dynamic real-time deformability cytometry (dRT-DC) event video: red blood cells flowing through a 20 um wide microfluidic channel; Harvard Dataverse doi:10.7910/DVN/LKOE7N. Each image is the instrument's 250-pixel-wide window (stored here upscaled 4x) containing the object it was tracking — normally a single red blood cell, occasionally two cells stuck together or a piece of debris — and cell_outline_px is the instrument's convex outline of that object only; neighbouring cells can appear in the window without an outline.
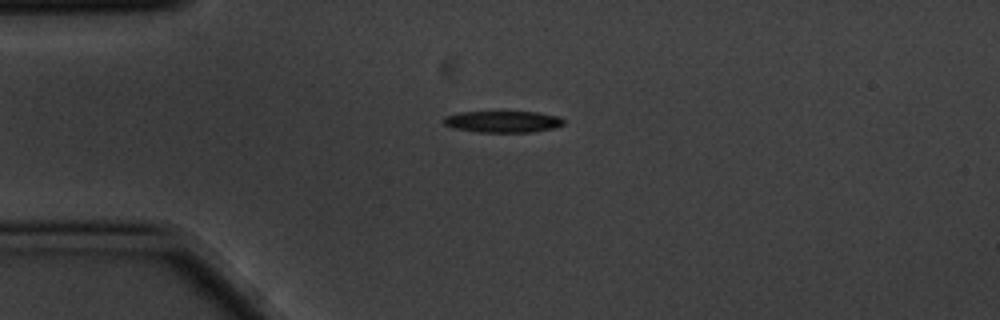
{"species": "common noctule bat (a hibernating species)", "species_latin": "Nyctalus noctula", "temperature_condition": "cold", "stored_images_in_passage": 2, "camera_frame_rate_fps": 3000, "um_per_image_px": 0.085, "animal": {"sex": "male", "body_mass_g": 20.1, "forearm_length_mm": 53.5}, "frame": {"image": 1, "passage_image": 1, "time_ms": 0.0, "image_size_px": [1000, 320], "cell_outline_px": [[564, 124], [556, 128], [532, 132], [480, 132], [452, 128], [444, 124], [444, 116], [460, 112], [536, 112], [560, 116], [564, 120]], "centroid_in_image_um": [42.77, 10.34], "position_along_channel_um": 42.2, "area_um2": 15.14}}